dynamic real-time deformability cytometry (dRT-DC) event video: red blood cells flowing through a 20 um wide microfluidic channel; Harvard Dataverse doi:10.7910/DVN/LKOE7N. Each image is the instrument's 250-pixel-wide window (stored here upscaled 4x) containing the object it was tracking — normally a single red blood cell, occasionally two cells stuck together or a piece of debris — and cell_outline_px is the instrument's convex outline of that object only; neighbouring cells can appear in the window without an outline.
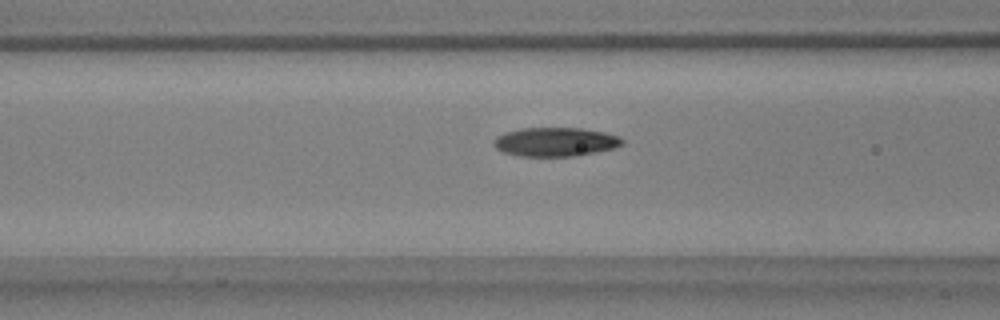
{"species": "common noctule bat (a hibernating species)", "species_latin": "Nyctalus noctula", "temperature_condition": "warm", "stored_images_in_passage": 35, "camera_frame_rate_fps": 3000, "um_per_image_px": 0.085, "animal": {"sex": "male", "body_mass_g": 17.9, "forearm_length_mm": 54.2}, "frame": {"image": 1, "passage_image": 7, "time_ms": 2.0, "image_size_px": [1000, 320], "cell_outline_px": [[624, 144], [612, 148], [596, 152], [576, 156], [516, 156], [504, 152], [496, 148], [492, 144], [492, 140], [496, 136], [504, 132], [520, 128], [580, 128], [604, 132], [620, 136], [624, 140]], "centroid_in_image_um": [47.17, 12.06], "position_along_channel_um": 119.4, "area_um2": 21.85}}
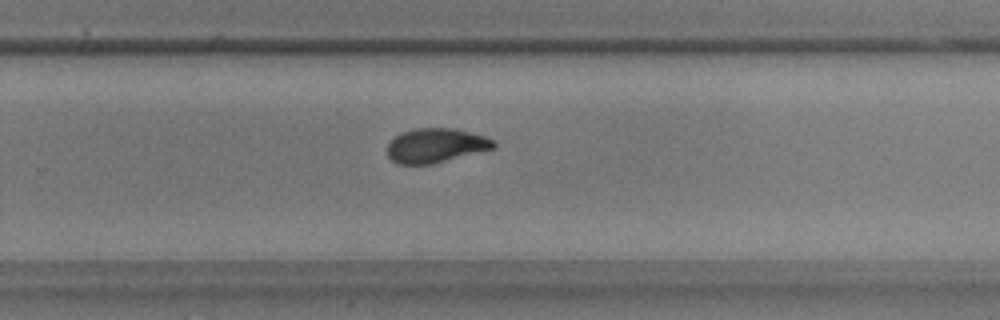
{"frame": {"image": 2, "passage_image": 21, "time_ms": 6.667, "image_size_px": [1000, 320], "cell_outline_px": [[496, 148], [428, 164], [396, 164], [388, 156], [388, 144], [396, 136], [404, 132], [416, 128], [452, 128], [484, 136], [492, 140], [496, 144]], "centroid_in_image_um": [37.03, 12.36], "position_along_channel_um": 292.8, "area_um2": 20.81}}
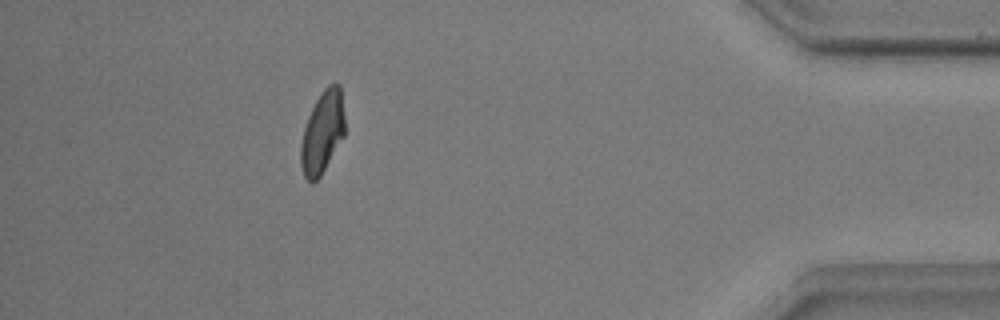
{"frame": {"image": 3, "passage_image": 34, "time_ms": 11.0, "image_size_px": [1000, 320], "cell_outline_px": [[344, 136], [320, 176], [312, 184], [304, 176], [300, 164], [300, 144], [304, 128], [308, 116], [320, 92], [328, 84], [340, 84], [344, 116]], "centroid_in_image_um": [27.39, 11.24], "position_along_channel_um": 407.8, "area_um2": 21.04}}